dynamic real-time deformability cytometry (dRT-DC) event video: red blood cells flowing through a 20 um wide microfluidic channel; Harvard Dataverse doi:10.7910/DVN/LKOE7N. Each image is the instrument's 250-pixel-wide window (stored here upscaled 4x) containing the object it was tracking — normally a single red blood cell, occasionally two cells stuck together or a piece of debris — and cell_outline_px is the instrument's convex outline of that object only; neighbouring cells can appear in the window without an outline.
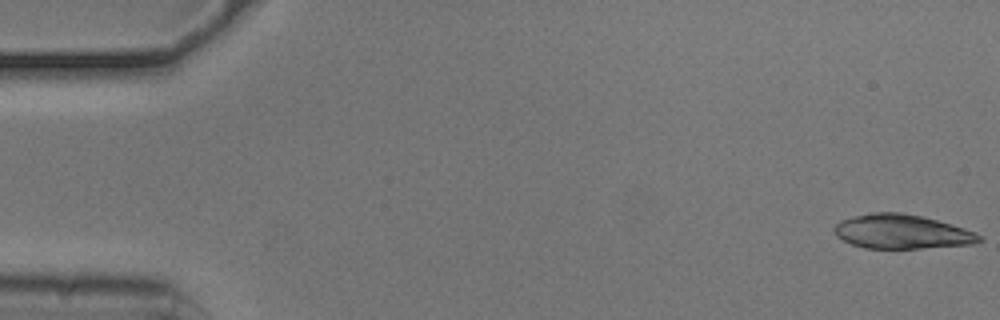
{"species": "common noctule bat (a hibernating species)", "species_latin": "Nyctalus noctula", "temperature_condition": "cold", "stored_images_in_passage": 53, "camera_frame_rate_fps": 3000, "um_per_image_px": 0.085, "animal": {"sex": "male", "body_mass_g": 20.5, "forearm_length_mm": 52.5}, "frame": {"image": 1, "passage_image": 1, "time_ms": 0.0, "image_size_px": [1000, 320], "cell_outline_px": [[984, 240], [972, 244], [920, 248], [864, 248], [852, 244], [836, 236], [832, 228], [840, 220], [852, 216], [872, 212], [900, 212], [920, 216], [952, 224], [976, 232]], "centroid_in_image_um": [76.63, 19.69], "position_along_channel_um": 8.4, "area_um2": 28.9}}
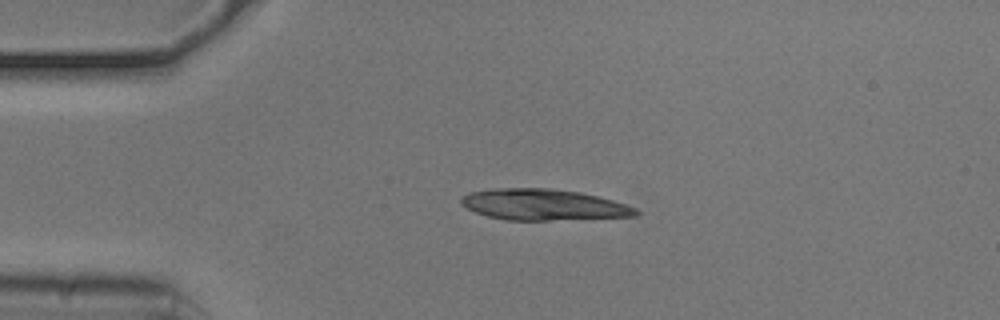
{"frame": {"image": 2, "passage_image": 12, "time_ms": 3.667, "image_size_px": [1000, 320], "cell_outline_px": [[640, 212], [636, 216], [548, 220], [508, 220], [488, 216], [476, 212], [460, 204], [460, 196], [468, 192], [492, 188], [548, 188], [580, 192], [600, 196], [636, 208]], "centroid_in_image_um": [46.15, 17.38], "position_along_channel_um": 38.8, "area_um2": 31.67}}
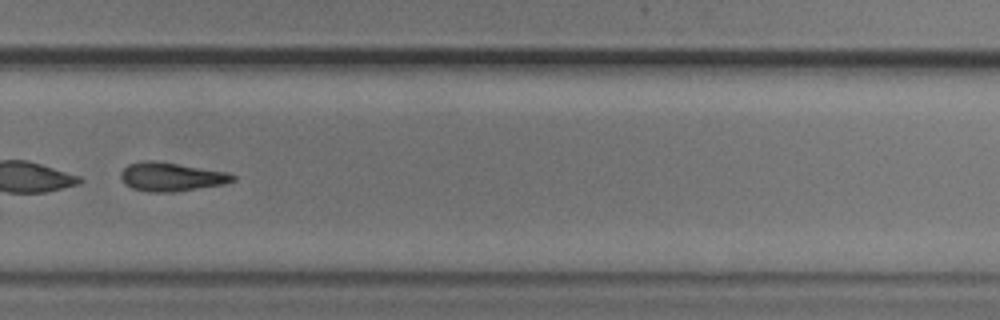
{"frame": {"image": 3, "passage_image": 37, "time_ms": 12.0, "image_size_px": [1000, 320], "cell_outline_px": [[236, 180], [224, 184], [172, 192], [152, 192], [132, 188], [124, 184], [120, 176], [120, 172], [128, 164], [140, 160], [152, 160], [228, 172], [236, 176]], "centroid_in_image_um": [14.53, 15.02], "position_along_channel_um": 315.3, "area_um2": 18.73}, "authors_computed_cell_mechanics": {"area_um2": 29.2468, "velocity_mm_per_s": 3.7277, "shape_relaxation_time_tau1_ms": 1.7184, "shape_relaxation_time_tau2_ms": null, "deformation_change_tau1": 0.2575, "deformation_change_tau2": null}}